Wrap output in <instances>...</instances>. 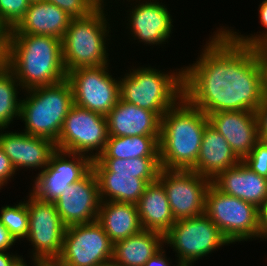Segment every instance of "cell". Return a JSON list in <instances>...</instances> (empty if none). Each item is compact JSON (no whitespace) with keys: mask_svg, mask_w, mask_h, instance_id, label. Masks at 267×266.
Listing matches in <instances>:
<instances>
[{"mask_svg":"<svg viewBox=\"0 0 267 266\" xmlns=\"http://www.w3.org/2000/svg\"><path fill=\"white\" fill-rule=\"evenodd\" d=\"M14 205H4L0 208V222L8 229L17 242H24L29 233V215L27 199Z\"/></svg>","mask_w":267,"mask_h":266,"instance_id":"obj_30","label":"cell"},{"mask_svg":"<svg viewBox=\"0 0 267 266\" xmlns=\"http://www.w3.org/2000/svg\"><path fill=\"white\" fill-rule=\"evenodd\" d=\"M32 259L31 261L27 262L25 261V258L23 259V255L14 263L13 266H30L33 265V266H41L44 262L39 260V259H36V258H30ZM31 262V263H30ZM28 263V264H27Z\"/></svg>","mask_w":267,"mask_h":266,"instance_id":"obj_43","label":"cell"},{"mask_svg":"<svg viewBox=\"0 0 267 266\" xmlns=\"http://www.w3.org/2000/svg\"><path fill=\"white\" fill-rule=\"evenodd\" d=\"M16 239L10 234L8 229L0 222V251H10Z\"/></svg>","mask_w":267,"mask_h":266,"instance_id":"obj_38","label":"cell"},{"mask_svg":"<svg viewBox=\"0 0 267 266\" xmlns=\"http://www.w3.org/2000/svg\"><path fill=\"white\" fill-rule=\"evenodd\" d=\"M7 66L23 91L53 85L67 77L62 40L50 35L8 34Z\"/></svg>","mask_w":267,"mask_h":266,"instance_id":"obj_2","label":"cell"},{"mask_svg":"<svg viewBox=\"0 0 267 266\" xmlns=\"http://www.w3.org/2000/svg\"><path fill=\"white\" fill-rule=\"evenodd\" d=\"M21 93L24 98L22 95L19 120L25 127L22 131L56 143L64 119L74 104L68 80L31 88Z\"/></svg>","mask_w":267,"mask_h":266,"instance_id":"obj_6","label":"cell"},{"mask_svg":"<svg viewBox=\"0 0 267 266\" xmlns=\"http://www.w3.org/2000/svg\"><path fill=\"white\" fill-rule=\"evenodd\" d=\"M164 71L151 65L129 67L119 76L120 99L161 118L183 96V66Z\"/></svg>","mask_w":267,"mask_h":266,"instance_id":"obj_5","label":"cell"},{"mask_svg":"<svg viewBox=\"0 0 267 266\" xmlns=\"http://www.w3.org/2000/svg\"><path fill=\"white\" fill-rule=\"evenodd\" d=\"M202 44L196 61L183 66V96L206 115L256 112L264 99L257 48L238 43L221 25Z\"/></svg>","mask_w":267,"mask_h":266,"instance_id":"obj_1","label":"cell"},{"mask_svg":"<svg viewBox=\"0 0 267 266\" xmlns=\"http://www.w3.org/2000/svg\"><path fill=\"white\" fill-rule=\"evenodd\" d=\"M209 124L207 115L182 96L161 117L159 139L160 167L167 170H191Z\"/></svg>","mask_w":267,"mask_h":266,"instance_id":"obj_3","label":"cell"},{"mask_svg":"<svg viewBox=\"0 0 267 266\" xmlns=\"http://www.w3.org/2000/svg\"><path fill=\"white\" fill-rule=\"evenodd\" d=\"M29 0H0V25L9 31L24 17Z\"/></svg>","mask_w":267,"mask_h":266,"instance_id":"obj_31","label":"cell"},{"mask_svg":"<svg viewBox=\"0 0 267 266\" xmlns=\"http://www.w3.org/2000/svg\"><path fill=\"white\" fill-rule=\"evenodd\" d=\"M164 246L163 234L143 229L113 244L112 261L121 266H144Z\"/></svg>","mask_w":267,"mask_h":266,"instance_id":"obj_25","label":"cell"},{"mask_svg":"<svg viewBox=\"0 0 267 266\" xmlns=\"http://www.w3.org/2000/svg\"><path fill=\"white\" fill-rule=\"evenodd\" d=\"M8 31H6L1 25H0V37H7Z\"/></svg>","mask_w":267,"mask_h":266,"instance_id":"obj_45","label":"cell"},{"mask_svg":"<svg viewBox=\"0 0 267 266\" xmlns=\"http://www.w3.org/2000/svg\"><path fill=\"white\" fill-rule=\"evenodd\" d=\"M159 139L160 136H109L97 158L159 157Z\"/></svg>","mask_w":267,"mask_h":266,"instance_id":"obj_27","label":"cell"},{"mask_svg":"<svg viewBox=\"0 0 267 266\" xmlns=\"http://www.w3.org/2000/svg\"><path fill=\"white\" fill-rule=\"evenodd\" d=\"M256 48L267 58V37Z\"/></svg>","mask_w":267,"mask_h":266,"instance_id":"obj_44","label":"cell"},{"mask_svg":"<svg viewBox=\"0 0 267 266\" xmlns=\"http://www.w3.org/2000/svg\"><path fill=\"white\" fill-rule=\"evenodd\" d=\"M109 65L80 67L67 72L74 104L106 116L120 99V78ZM114 76V77H113Z\"/></svg>","mask_w":267,"mask_h":266,"instance_id":"obj_11","label":"cell"},{"mask_svg":"<svg viewBox=\"0 0 267 266\" xmlns=\"http://www.w3.org/2000/svg\"><path fill=\"white\" fill-rule=\"evenodd\" d=\"M41 266H58L55 262H44Z\"/></svg>","mask_w":267,"mask_h":266,"instance_id":"obj_47","label":"cell"},{"mask_svg":"<svg viewBox=\"0 0 267 266\" xmlns=\"http://www.w3.org/2000/svg\"><path fill=\"white\" fill-rule=\"evenodd\" d=\"M18 253H10L7 251H0V266H13L14 263L21 257Z\"/></svg>","mask_w":267,"mask_h":266,"instance_id":"obj_41","label":"cell"},{"mask_svg":"<svg viewBox=\"0 0 267 266\" xmlns=\"http://www.w3.org/2000/svg\"><path fill=\"white\" fill-rule=\"evenodd\" d=\"M259 238L267 241V201L259 207Z\"/></svg>","mask_w":267,"mask_h":266,"instance_id":"obj_39","label":"cell"},{"mask_svg":"<svg viewBox=\"0 0 267 266\" xmlns=\"http://www.w3.org/2000/svg\"><path fill=\"white\" fill-rule=\"evenodd\" d=\"M97 222L113 244L143 230L138 209L134 203L101 201Z\"/></svg>","mask_w":267,"mask_h":266,"instance_id":"obj_23","label":"cell"},{"mask_svg":"<svg viewBox=\"0 0 267 266\" xmlns=\"http://www.w3.org/2000/svg\"><path fill=\"white\" fill-rule=\"evenodd\" d=\"M240 161L223 135L208 124L197 162L191 171L213 180L220 172L236 166Z\"/></svg>","mask_w":267,"mask_h":266,"instance_id":"obj_22","label":"cell"},{"mask_svg":"<svg viewBox=\"0 0 267 266\" xmlns=\"http://www.w3.org/2000/svg\"><path fill=\"white\" fill-rule=\"evenodd\" d=\"M164 248L165 246L162 247L154 256L150 257L144 266H175V264H172L170 257L167 258L166 249Z\"/></svg>","mask_w":267,"mask_h":266,"instance_id":"obj_37","label":"cell"},{"mask_svg":"<svg viewBox=\"0 0 267 266\" xmlns=\"http://www.w3.org/2000/svg\"><path fill=\"white\" fill-rule=\"evenodd\" d=\"M21 88L14 72L6 65L0 70V129H7L19 120L21 98L18 97Z\"/></svg>","mask_w":267,"mask_h":266,"instance_id":"obj_29","label":"cell"},{"mask_svg":"<svg viewBox=\"0 0 267 266\" xmlns=\"http://www.w3.org/2000/svg\"><path fill=\"white\" fill-rule=\"evenodd\" d=\"M121 2V0H118ZM131 4L126 7L127 19L125 28L128 29L130 41L137 40L138 44L153 48L168 43L173 32V16L170 8L162 0H127ZM125 2V0H123ZM132 5V6H131ZM129 12V13H128ZM130 31V32H129ZM131 35V37H130ZM133 39V40H132ZM169 40V41H168ZM152 45V46H151Z\"/></svg>","mask_w":267,"mask_h":266,"instance_id":"obj_14","label":"cell"},{"mask_svg":"<svg viewBox=\"0 0 267 266\" xmlns=\"http://www.w3.org/2000/svg\"><path fill=\"white\" fill-rule=\"evenodd\" d=\"M175 264H177L176 266H191V265L181 264V263H175Z\"/></svg>","mask_w":267,"mask_h":266,"instance_id":"obj_48","label":"cell"},{"mask_svg":"<svg viewBox=\"0 0 267 266\" xmlns=\"http://www.w3.org/2000/svg\"><path fill=\"white\" fill-rule=\"evenodd\" d=\"M30 258L55 262L61 255L66 226L60 218L55 202L43 201L29 191L27 194Z\"/></svg>","mask_w":267,"mask_h":266,"instance_id":"obj_10","label":"cell"},{"mask_svg":"<svg viewBox=\"0 0 267 266\" xmlns=\"http://www.w3.org/2000/svg\"><path fill=\"white\" fill-rule=\"evenodd\" d=\"M109 136H160L161 118L121 99L106 115Z\"/></svg>","mask_w":267,"mask_h":266,"instance_id":"obj_19","label":"cell"},{"mask_svg":"<svg viewBox=\"0 0 267 266\" xmlns=\"http://www.w3.org/2000/svg\"><path fill=\"white\" fill-rule=\"evenodd\" d=\"M259 208L210 185L205 214L231 244L259 240ZM253 238V239H252Z\"/></svg>","mask_w":267,"mask_h":266,"instance_id":"obj_8","label":"cell"},{"mask_svg":"<svg viewBox=\"0 0 267 266\" xmlns=\"http://www.w3.org/2000/svg\"><path fill=\"white\" fill-rule=\"evenodd\" d=\"M7 65V37H0V70Z\"/></svg>","mask_w":267,"mask_h":266,"instance_id":"obj_42","label":"cell"},{"mask_svg":"<svg viewBox=\"0 0 267 266\" xmlns=\"http://www.w3.org/2000/svg\"><path fill=\"white\" fill-rule=\"evenodd\" d=\"M104 0L94 11L72 18L62 38V59L66 72L80 67L110 65L111 15ZM111 20V21H110Z\"/></svg>","mask_w":267,"mask_h":266,"instance_id":"obj_4","label":"cell"},{"mask_svg":"<svg viewBox=\"0 0 267 266\" xmlns=\"http://www.w3.org/2000/svg\"><path fill=\"white\" fill-rule=\"evenodd\" d=\"M18 174L14 167L12 166L10 159L5 154L4 150L0 146V188L4 189L3 187L9 184L11 179H14V176Z\"/></svg>","mask_w":267,"mask_h":266,"instance_id":"obj_35","label":"cell"},{"mask_svg":"<svg viewBox=\"0 0 267 266\" xmlns=\"http://www.w3.org/2000/svg\"><path fill=\"white\" fill-rule=\"evenodd\" d=\"M259 139L267 142V98L263 99V102L256 110Z\"/></svg>","mask_w":267,"mask_h":266,"instance_id":"obj_36","label":"cell"},{"mask_svg":"<svg viewBox=\"0 0 267 266\" xmlns=\"http://www.w3.org/2000/svg\"><path fill=\"white\" fill-rule=\"evenodd\" d=\"M92 169V159L83 154L56 150L48 166L36 174L30 192L43 201L55 202L62 192Z\"/></svg>","mask_w":267,"mask_h":266,"instance_id":"obj_15","label":"cell"},{"mask_svg":"<svg viewBox=\"0 0 267 266\" xmlns=\"http://www.w3.org/2000/svg\"><path fill=\"white\" fill-rule=\"evenodd\" d=\"M101 266H121V265H118V264L114 263L113 261H110V262L102 264Z\"/></svg>","mask_w":267,"mask_h":266,"instance_id":"obj_46","label":"cell"},{"mask_svg":"<svg viewBox=\"0 0 267 266\" xmlns=\"http://www.w3.org/2000/svg\"><path fill=\"white\" fill-rule=\"evenodd\" d=\"M61 8L70 18H81L94 11L104 0H44Z\"/></svg>","mask_w":267,"mask_h":266,"instance_id":"obj_33","label":"cell"},{"mask_svg":"<svg viewBox=\"0 0 267 266\" xmlns=\"http://www.w3.org/2000/svg\"><path fill=\"white\" fill-rule=\"evenodd\" d=\"M108 137L106 116L73 104L55 145L57 150L83 154L93 160L103 152Z\"/></svg>","mask_w":267,"mask_h":266,"instance_id":"obj_9","label":"cell"},{"mask_svg":"<svg viewBox=\"0 0 267 266\" xmlns=\"http://www.w3.org/2000/svg\"><path fill=\"white\" fill-rule=\"evenodd\" d=\"M113 243L97 222L66 227L58 266H101L112 261Z\"/></svg>","mask_w":267,"mask_h":266,"instance_id":"obj_12","label":"cell"},{"mask_svg":"<svg viewBox=\"0 0 267 266\" xmlns=\"http://www.w3.org/2000/svg\"><path fill=\"white\" fill-rule=\"evenodd\" d=\"M30 2H36V1H40V0H29Z\"/></svg>","mask_w":267,"mask_h":266,"instance_id":"obj_49","label":"cell"},{"mask_svg":"<svg viewBox=\"0 0 267 266\" xmlns=\"http://www.w3.org/2000/svg\"><path fill=\"white\" fill-rule=\"evenodd\" d=\"M72 18L53 3L30 2L24 17L8 34L50 35L62 40Z\"/></svg>","mask_w":267,"mask_h":266,"instance_id":"obj_21","label":"cell"},{"mask_svg":"<svg viewBox=\"0 0 267 266\" xmlns=\"http://www.w3.org/2000/svg\"><path fill=\"white\" fill-rule=\"evenodd\" d=\"M158 181L166 191L175 221L205 214L206 194L212 184L211 179L191 170L161 168Z\"/></svg>","mask_w":267,"mask_h":266,"instance_id":"obj_13","label":"cell"},{"mask_svg":"<svg viewBox=\"0 0 267 266\" xmlns=\"http://www.w3.org/2000/svg\"><path fill=\"white\" fill-rule=\"evenodd\" d=\"M144 230L165 234L176 222L163 185L157 180L150 183L136 203Z\"/></svg>","mask_w":267,"mask_h":266,"instance_id":"obj_24","label":"cell"},{"mask_svg":"<svg viewBox=\"0 0 267 266\" xmlns=\"http://www.w3.org/2000/svg\"><path fill=\"white\" fill-rule=\"evenodd\" d=\"M160 169L159 157L96 158L92 160L94 173L136 174V178L143 180H158Z\"/></svg>","mask_w":267,"mask_h":266,"instance_id":"obj_28","label":"cell"},{"mask_svg":"<svg viewBox=\"0 0 267 266\" xmlns=\"http://www.w3.org/2000/svg\"><path fill=\"white\" fill-rule=\"evenodd\" d=\"M98 181L91 169L83 178L66 188L55 201L66 227L97 221L100 206Z\"/></svg>","mask_w":267,"mask_h":266,"instance_id":"obj_16","label":"cell"},{"mask_svg":"<svg viewBox=\"0 0 267 266\" xmlns=\"http://www.w3.org/2000/svg\"><path fill=\"white\" fill-rule=\"evenodd\" d=\"M212 184L221 192L258 208L267 201V178L259 176L242 161L220 172Z\"/></svg>","mask_w":267,"mask_h":266,"instance_id":"obj_20","label":"cell"},{"mask_svg":"<svg viewBox=\"0 0 267 266\" xmlns=\"http://www.w3.org/2000/svg\"><path fill=\"white\" fill-rule=\"evenodd\" d=\"M258 15L259 23H261L264 28L263 31L252 33L249 35L241 34V32L233 29L234 27H229L226 25L223 27L238 43L248 46V47H257L266 37H267V0H262V3L258 5Z\"/></svg>","mask_w":267,"mask_h":266,"instance_id":"obj_32","label":"cell"},{"mask_svg":"<svg viewBox=\"0 0 267 266\" xmlns=\"http://www.w3.org/2000/svg\"><path fill=\"white\" fill-rule=\"evenodd\" d=\"M257 60L262 74V93L267 98V58L257 49Z\"/></svg>","mask_w":267,"mask_h":266,"instance_id":"obj_40","label":"cell"},{"mask_svg":"<svg viewBox=\"0 0 267 266\" xmlns=\"http://www.w3.org/2000/svg\"><path fill=\"white\" fill-rule=\"evenodd\" d=\"M100 201H115L136 204L146 187L157 180L136 178V174L95 173Z\"/></svg>","mask_w":267,"mask_h":266,"instance_id":"obj_26","label":"cell"},{"mask_svg":"<svg viewBox=\"0 0 267 266\" xmlns=\"http://www.w3.org/2000/svg\"><path fill=\"white\" fill-rule=\"evenodd\" d=\"M230 244L206 214L177 220L164 234V245L175 252V262L191 266Z\"/></svg>","mask_w":267,"mask_h":266,"instance_id":"obj_7","label":"cell"},{"mask_svg":"<svg viewBox=\"0 0 267 266\" xmlns=\"http://www.w3.org/2000/svg\"><path fill=\"white\" fill-rule=\"evenodd\" d=\"M5 130L0 129V146L18 174L22 169H38L40 173L48 166L51 155L57 150L53 141L31 136L22 130Z\"/></svg>","mask_w":267,"mask_h":266,"instance_id":"obj_17","label":"cell"},{"mask_svg":"<svg viewBox=\"0 0 267 266\" xmlns=\"http://www.w3.org/2000/svg\"><path fill=\"white\" fill-rule=\"evenodd\" d=\"M242 162L259 176L267 178V142L259 140Z\"/></svg>","mask_w":267,"mask_h":266,"instance_id":"obj_34","label":"cell"},{"mask_svg":"<svg viewBox=\"0 0 267 266\" xmlns=\"http://www.w3.org/2000/svg\"><path fill=\"white\" fill-rule=\"evenodd\" d=\"M207 117L212 128L223 135L241 161L260 140L256 112L220 111Z\"/></svg>","mask_w":267,"mask_h":266,"instance_id":"obj_18","label":"cell"}]
</instances>
